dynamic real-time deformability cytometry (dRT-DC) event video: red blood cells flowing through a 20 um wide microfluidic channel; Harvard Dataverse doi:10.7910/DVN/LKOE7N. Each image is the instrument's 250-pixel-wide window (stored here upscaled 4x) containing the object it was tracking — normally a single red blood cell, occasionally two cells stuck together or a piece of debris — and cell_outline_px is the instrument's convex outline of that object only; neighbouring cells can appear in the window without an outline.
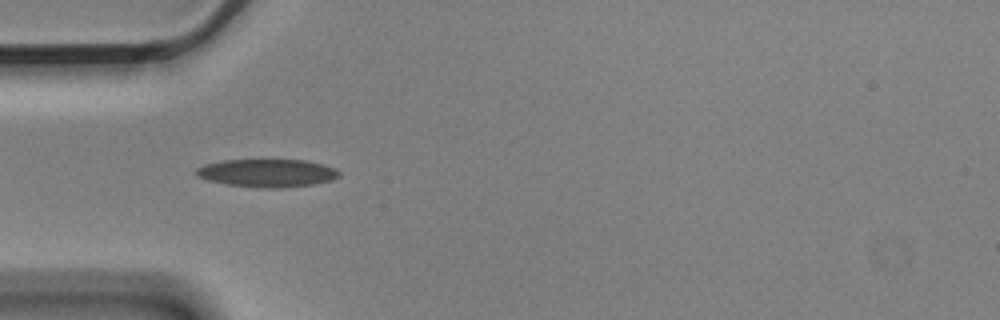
{"species": "Egyptian fruit bat (a non-hibernating species)", "species_latin": "Rousettus aegyptiacus", "temperature_condition": "cold", "stored_images_in_passage": 5, "camera_frame_rate_fps": 3000, "um_per_image_px": 0.085, "animal": {"sex": "male"}, "frame": {"image": 1, "passage_image": 5, "time_ms": 1.333, "image_size_px": [1000, 320], "cell_outline_px": [[340, 176], [332, 180], [312, 184], [284, 188], [260, 188], [228, 184], [208, 180], [196, 176], [196, 168], [204, 164], [224, 160], [304, 160], [336, 168], [340, 172]], "centroid_in_image_um": [22.71, 14.71], "position_along_channel_um": 62.3, "area_um2": 23.24}}